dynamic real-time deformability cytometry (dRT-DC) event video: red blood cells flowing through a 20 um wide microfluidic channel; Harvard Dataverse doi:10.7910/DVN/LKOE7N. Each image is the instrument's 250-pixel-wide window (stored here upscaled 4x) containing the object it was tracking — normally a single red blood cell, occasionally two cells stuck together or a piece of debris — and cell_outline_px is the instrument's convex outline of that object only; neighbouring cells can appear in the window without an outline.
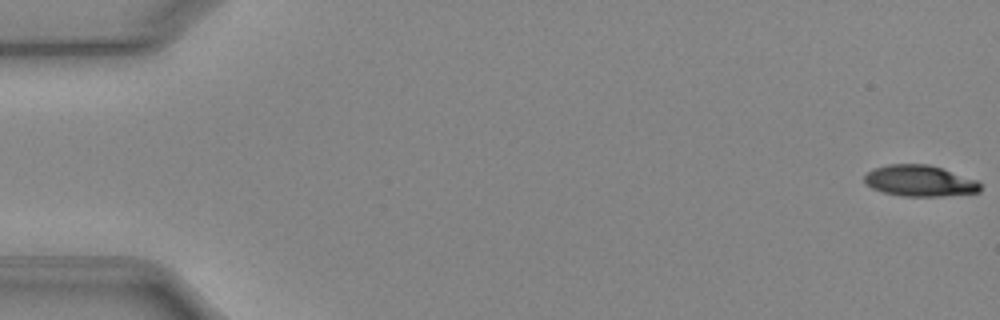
{"species": "Egyptian fruit bat (a non-hibernating species)", "species_latin": "Rousettus aegyptiacus", "temperature_condition": "cold", "stored_images_in_passage": 52, "camera_frame_rate_fps": 3000, "um_per_image_px": 0.085, "animal": {"sex": "female"}, "frame": {"image": 1, "passage_image": 1, "time_ms": 0.0, "image_size_px": [1000, 320], "cell_outline_px": [[980, 192], [944, 196], [900, 196], [884, 192], [872, 188], [864, 184], [864, 176], [872, 168], [888, 164], [928, 164], [976, 180], [980, 184]], "centroid_in_image_um": [78.12, 15.37], "position_along_channel_um": 6.9, "area_um2": 20.98}}
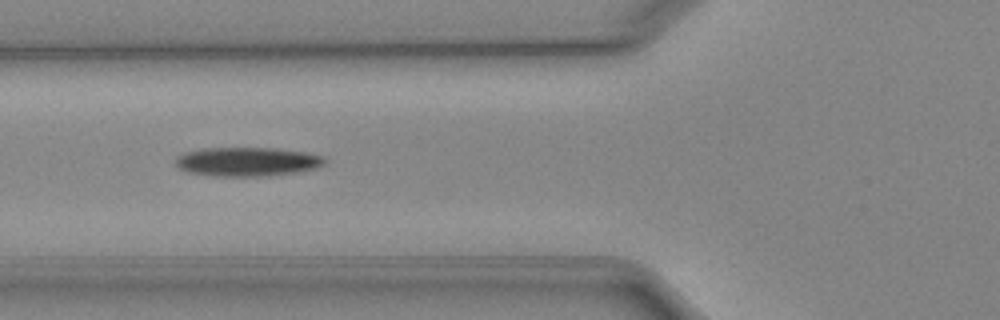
{"frame": {"image": 2, "passage_image": 20, "time_ms": 6.333, "image_size_px": [1000, 320], "cell_outline_px": [[328, 160], [324, 164], [316, 168], [296, 172], [264, 176], [212, 176], [188, 172], [180, 168], [176, 164], [176, 156], [184, 152], [204, 148], [272, 148], [304, 152], [324, 156]], "centroid_in_image_um": [21.01, 13.74], "position_along_channel_um": 104.8, "area_um2": 25.2}}
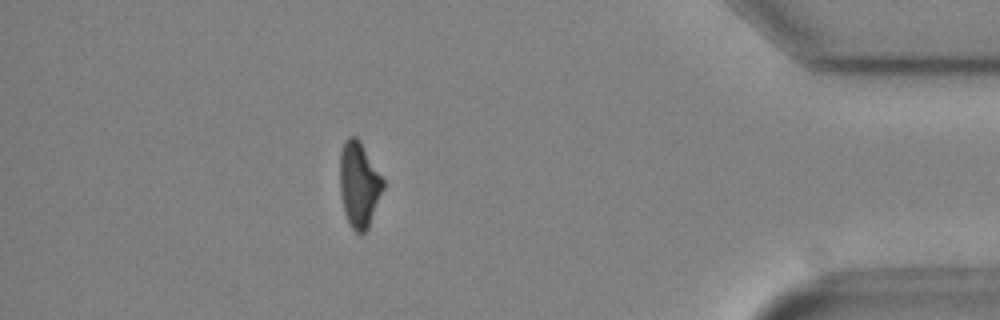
{"frame": {"image": 3, "passage_image": 46, "time_ms": 15.0, "image_size_px": [1000, 320], "cell_outline_px": [[384, 188], [368, 228], [364, 232], [356, 232], [352, 228], [344, 212], [340, 192], [340, 152], [344, 140], [348, 136], [356, 136], [360, 140], [384, 180]], "centroid_in_image_um": [30.51, 15.65], "position_along_channel_um": 404.7, "area_um2": 21.5}, "authors_computed_cell_mechanics": {"area_um2": 23.0333, "velocity_mm_per_s": 3.9603, "shape_relaxation_time_tau1_ms": 3.3167, "shape_relaxation_time_tau2_ms": null, "deformation_change_tau1": 0.147, "deformation_change_tau2": null}}